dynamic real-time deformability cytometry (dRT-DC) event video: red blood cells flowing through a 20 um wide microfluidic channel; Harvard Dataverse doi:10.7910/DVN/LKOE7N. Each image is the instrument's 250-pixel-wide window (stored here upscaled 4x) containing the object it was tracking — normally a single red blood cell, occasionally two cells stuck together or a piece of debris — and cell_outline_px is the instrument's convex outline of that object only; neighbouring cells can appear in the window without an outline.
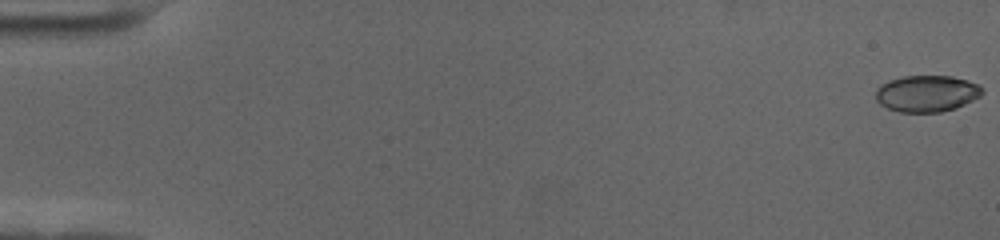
{"species": "human", "species_latin": "Homo sapiens", "temperature_condition": "cold", "stored_images_in_passage": 59, "camera_frame_rate_fps": 3000, "um_per_image_px": 0.085, "donor": {"sex": "female"}, "frame": {"image": 1, "passage_image": 1, "time_ms": 0.0, "image_size_px": [1000, 240], "cell_outline_px": [[984, 92], [980, 96], [956, 108], [940, 112], [900, 112], [888, 108], [880, 104], [876, 100], [876, 88], [880, 84], [888, 80], [904, 76], [952, 76], [980, 84], [984, 88]], "centroid_in_image_um": [78.78, 7.94], "position_along_channel_um": 6.2, "area_um2": 22.83}}
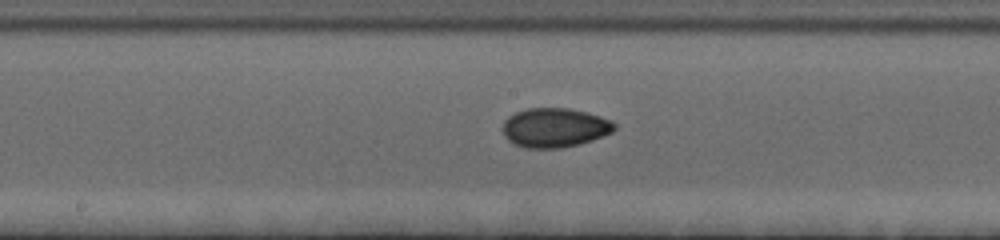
{"frame": {"image": 2, "passage_image": 32, "time_ms": 10.333, "image_size_px": [1000, 240], "cell_outline_px": [[616, 128], [612, 132], [592, 140], [580, 144], [560, 148], [524, 148], [512, 144], [504, 136], [504, 120], [508, 116], [516, 112], [528, 108], [568, 108], [600, 116], [612, 120], [616, 124]], "centroid_in_image_um": [47.14, 10.86], "position_along_channel_um": 201.1, "area_um2": 25.66}}
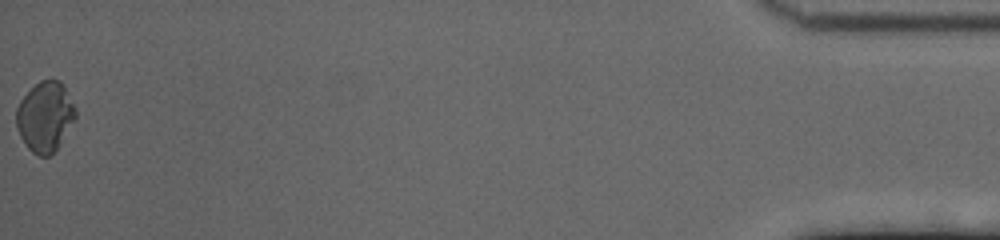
{"frame": {"image": 3, "passage_image": 59, "time_ms": 19.333, "image_size_px": [1000, 240], "cell_outline_px": [[76, 120], [60, 144], [48, 156], [36, 156], [24, 144], [16, 128], [16, 108], [20, 100], [40, 80], [52, 76], [60, 80], [64, 84], [76, 108]], "centroid_in_image_um": [3.85, 9.88], "position_along_channel_um": 431.4, "area_um2": 24.68}, "authors_computed_cell_mechanics": {"area_um2": 24.1026, "velocity_mm_per_s": 3.5483, "shape_relaxation_time_tau1_ms": 4.1542, "shape_relaxation_time_tau2_ms": 1.5748, "deformation_change_tau1": 0.1205, "deformation_change_tau2": 0.0397}}